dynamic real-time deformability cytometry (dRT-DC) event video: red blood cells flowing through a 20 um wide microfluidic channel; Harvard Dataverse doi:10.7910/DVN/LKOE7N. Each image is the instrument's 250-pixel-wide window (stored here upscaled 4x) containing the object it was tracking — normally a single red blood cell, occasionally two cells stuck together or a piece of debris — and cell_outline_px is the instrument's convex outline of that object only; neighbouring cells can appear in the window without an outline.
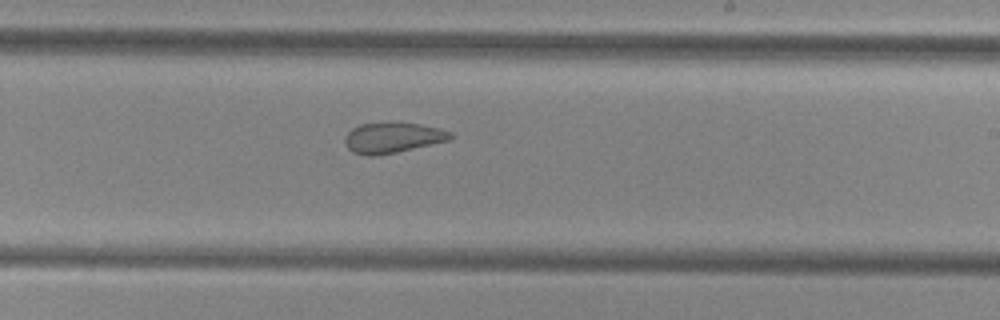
{"species": "common noctule bat (a hibernating species)", "species_latin": "Nyctalus noctula", "temperature_condition": "cold", "stored_images_in_passage": 14, "segment_of_instrument_passage": [2, 2], "camera_frame_rate_fps": 3000, "um_per_image_px": 0.085, "animal": {"sex": "female", "body_mass_g": 29.2, "forearm_length_mm": 56.3}, "frame": {"image": 1, "passage_image": 14, "time_ms": 4.333, "image_size_px": [1000, 320], "cell_outline_px": [[452, 140], [396, 152], [376, 156], [368, 156], [352, 152], [348, 148], [344, 140], [344, 136], [352, 128], [360, 124], [420, 124], [440, 128], [452, 132]], "centroid_in_image_um": [33.39, 11.73], "position_along_channel_um": 255.6, "area_um2": 18.5}}